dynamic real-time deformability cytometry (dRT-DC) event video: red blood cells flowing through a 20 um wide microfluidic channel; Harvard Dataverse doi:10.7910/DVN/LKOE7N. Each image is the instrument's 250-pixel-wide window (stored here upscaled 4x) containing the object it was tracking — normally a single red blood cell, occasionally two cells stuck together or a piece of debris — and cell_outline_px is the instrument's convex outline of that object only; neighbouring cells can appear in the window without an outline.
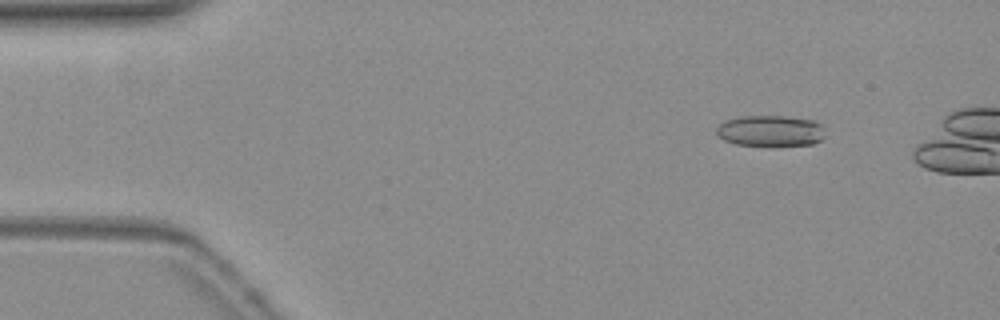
{"species": "common noctule bat (a hibernating species)", "species_latin": "Nyctalus noctula", "temperature_condition": "warm", "stored_images_in_passage": 16, "camera_frame_rate_fps": 3000, "um_per_image_px": 0.085, "animal": {"sex": "female", "body_mass_g": 19.3, "forearm_length_mm": 54.1}, "frame": {"image": 1, "passage_image": 7, "time_ms": 2.0, "image_size_px": [1000, 320], "cell_outline_px": [[824, 136], [820, 140], [812, 144], [736, 144], [724, 140], [716, 132], [716, 128], [720, 124], [728, 120], [740, 116], [784, 116], [812, 120], [820, 124]], "centroid_in_image_um": [65.47, 11.1], "position_along_channel_um": 19.5, "area_um2": 18.96}}